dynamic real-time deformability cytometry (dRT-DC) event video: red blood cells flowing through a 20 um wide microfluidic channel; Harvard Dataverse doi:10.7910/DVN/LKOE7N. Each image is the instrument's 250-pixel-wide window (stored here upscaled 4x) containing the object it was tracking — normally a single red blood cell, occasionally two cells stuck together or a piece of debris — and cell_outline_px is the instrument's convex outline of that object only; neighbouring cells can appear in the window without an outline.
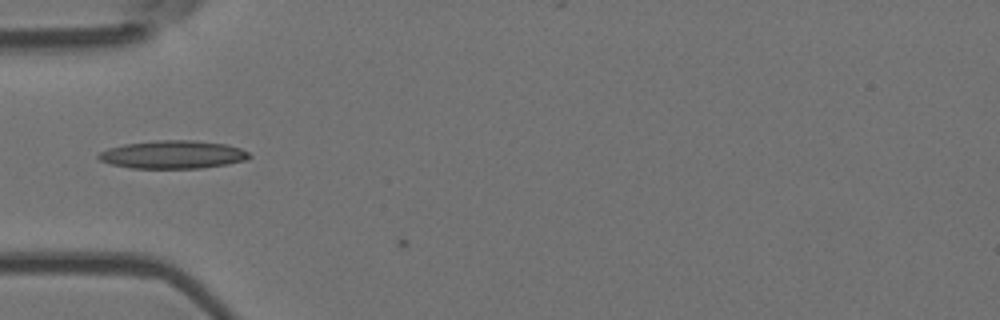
{"species": "Egyptian fruit bat (a non-hibernating species)", "species_latin": "Rousettus aegyptiacus", "temperature_condition": "room temperature", "stored_images_in_passage": 5, "camera_frame_rate_fps": 3000, "um_per_image_px": 0.085, "animal": {"sex": "female"}, "frame": {"image": 1, "passage_image": 4, "time_ms": 1.0, "image_size_px": [1000, 320], "cell_outline_px": [[252, 156], [248, 160], [228, 164], [200, 168], [132, 168], [112, 164], [100, 160], [96, 156], [100, 152], [108, 148], [124, 144], [156, 140], [196, 140], [224, 144], [240, 148], [248, 152]], "centroid_in_image_um": [14.72, 13.13], "position_along_channel_um": 70.3, "area_um2": 24.68}}